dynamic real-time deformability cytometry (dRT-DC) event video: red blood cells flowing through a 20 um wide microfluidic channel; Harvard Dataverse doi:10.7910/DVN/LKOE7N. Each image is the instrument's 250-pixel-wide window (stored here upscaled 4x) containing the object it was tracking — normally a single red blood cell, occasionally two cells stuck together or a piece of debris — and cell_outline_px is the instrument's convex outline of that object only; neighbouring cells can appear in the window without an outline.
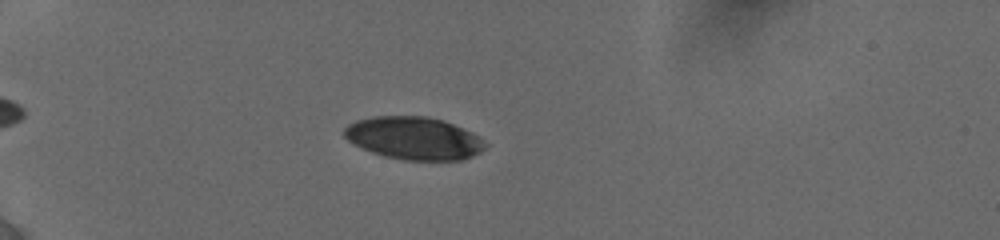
{"species": "human", "species_latin": "Homo sapiens", "temperature_condition": "cold", "stored_images_in_passage": 71, "camera_frame_rate_fps": 3000, "um_per_image_px": 0.085, "donor": {"sex": "female"}, "frame": {"image": 1, "passage_image": 21, "time_ms": 3.667, "image_size_px": [1000, 240], "cell_outline_px": [[488, 144], [480, 152], [472, 156], [460, 160], [404, 160], [384, 156], [360, 148], [352, 144], [344, 136], [344, 128], [348, 124], [356, 120], [372, 116], [428, 116], [444, 120], [472, 132], [480, 136]], "centroid_in_image_um": [35.18, 11.74], "position_along_channel_um": 49.8, "area_um2": 35.37}}
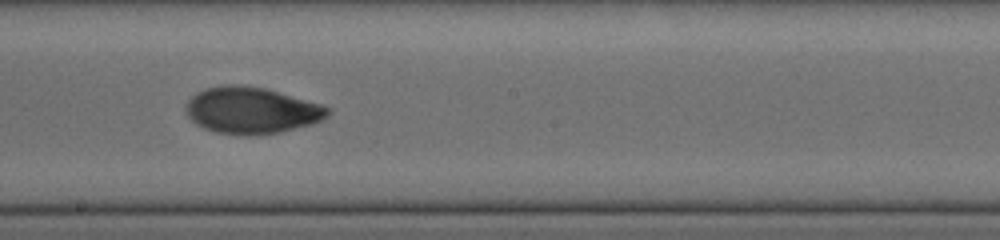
{"frame": {"image": 2, "passage_image": 51, "time_ms": 9.333, "image_size_px": [1000, 240], "cell_outline_px": [[332, 112], [328, 116], [320, 120], [308, 124], [280, 132], [256, 136], [244, 136], [216, 132], [204, 128], [196, 124], [188, 116], [184, 108], [188, 100], [196, 92], [204, 88], [224, 84], [240, 84], [264, 88], [320, 104], [328, 108]], "centroid_in_image_um": [21.32, 9.38], "position_along_channel_um": 226.9, "area_um2": 38.49}}
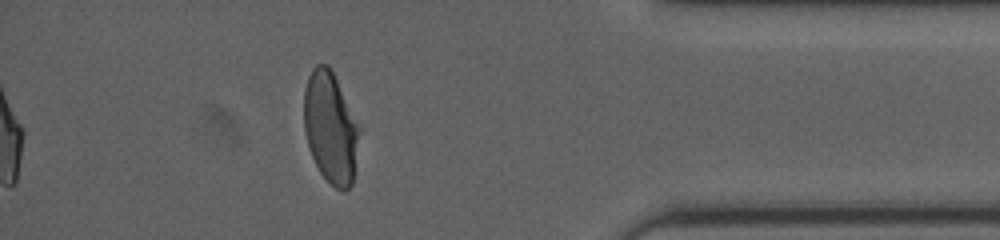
{"frame": {"image": 3, "passage_image": 71, "time_ms": 14.667, "image_size_px": [1000, 240], "cell_outline_px": [[360, 132], [352, 184], [344, 192], [336, 188], [320, 172], [312, 156], [304, 132], [304, 88], [308, 76], [312, 68], [316, 64], [328, 64], [360, 128]], "centroid_in_image_um": [28.08, 10.84], "position_along_channel_um": 407.1, "area_um2": 35.49}, "authors_computed_cell_mechanics": {"area_um2": 36.7608, "velocity_mm_per_s": 3.8541, "shape_relaxation_time_tau1_ms": 4.8382, "shape_relaxation_time_tau2_ms": 1.4531, "deformation_change_tau1": 0.1742, "deformation_change_tau2": 0.0483}}